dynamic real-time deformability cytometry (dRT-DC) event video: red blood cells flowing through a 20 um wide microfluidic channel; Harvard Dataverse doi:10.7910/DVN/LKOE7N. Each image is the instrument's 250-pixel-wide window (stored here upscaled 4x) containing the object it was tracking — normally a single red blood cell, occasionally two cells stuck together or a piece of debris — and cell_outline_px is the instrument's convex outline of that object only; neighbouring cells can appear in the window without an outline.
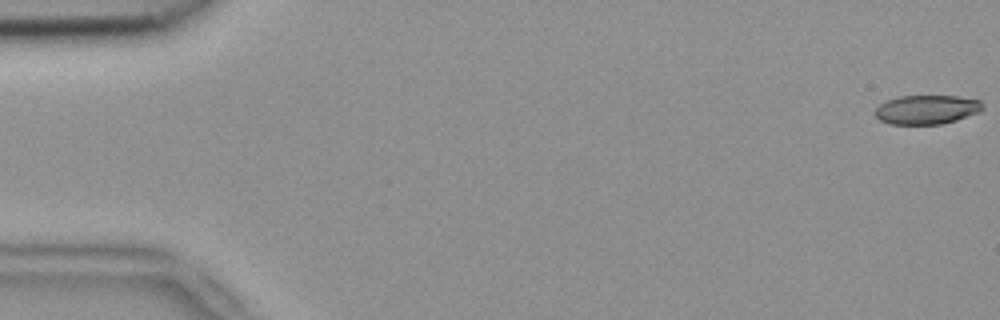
{"species": "common noctule bat (a hibernating species)", "species_latin": "Nyctalus noctula", "temperature_condition": "room temperature", "stored_images_in_passage": 53, "camera_frame_rate_fps": 3000, "um_per_image_px": 0.085, "animal": {"sex": "female", "body_mass_g": 18.4}, "frame": {"image": 1, "passage_image": 1, "time_ms": 0.0, "image_size_px": [1000, 320], "cell_outline_px": [[984, 108], [980, 112], [956, 120], [940, 124], [888, 124], [880, 120], [876, 116], [876, 108], [880, 104], [888, 100], [900, 96], [956, 96], [980, 100], [984, 104]], "centroid_in_image_um": [78.8, 9.31], "position_along_channel_um": 6.2, "area_um2": 18.21}}
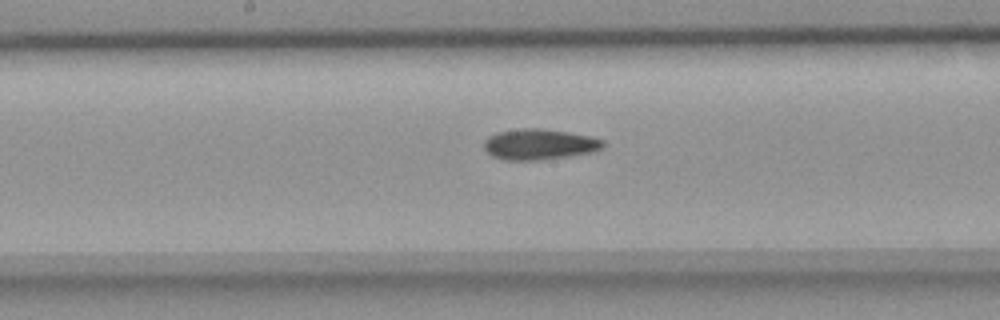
{"frame": {"image": 2, "passage_image": 28, "time_ms": 9.0, "image_size_px": [1000, 320], "cell_outline_px": [[604, 148], [592, 152], [544, 160], [504, 160], [492, 156], [484, 148], [484, 140], [488, 136], [496, 132], [520, 128], [544, 128], [568, 132], [588, 136], [604, 140]], "centroid_in_image_um": [45.83, 12.26], "position_along_channel_um": 202.4, "area_um2": 21.5}}
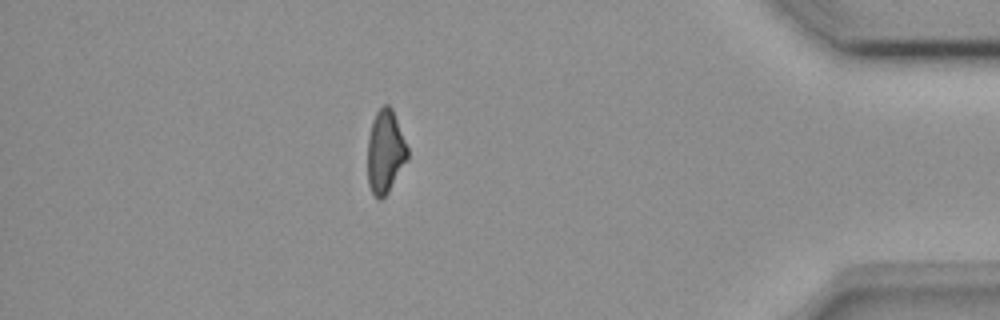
{"frame": {"image": 3, "passage_image": 47, "time_ms": 15.333, "image_size_px": [1000, 320], "cell_outline_px": [[408, 160], [388, 192], [380, 200], [372, 192], [368, 184], [368, 136], [372, 120], [376, 112], [384, 104], [388, 104], [392, 108], [408, 148]], "centroid_in_image_um": [32.75, 12.88], "position_along_channel_um": 402.4, "area_um2": 19.36}, "authors_computed_cell_mechanics": {"area_um2": 20.23, "velocity_mm_per_s": 3.8394, "shape_relaxation_time_tau1_ms": 6.1712, "shape_relaxation_time_tau2_ms": 7.731, "deformation_change_tau1": 0.1755, "deformation_change_tau2": 0.1672}}